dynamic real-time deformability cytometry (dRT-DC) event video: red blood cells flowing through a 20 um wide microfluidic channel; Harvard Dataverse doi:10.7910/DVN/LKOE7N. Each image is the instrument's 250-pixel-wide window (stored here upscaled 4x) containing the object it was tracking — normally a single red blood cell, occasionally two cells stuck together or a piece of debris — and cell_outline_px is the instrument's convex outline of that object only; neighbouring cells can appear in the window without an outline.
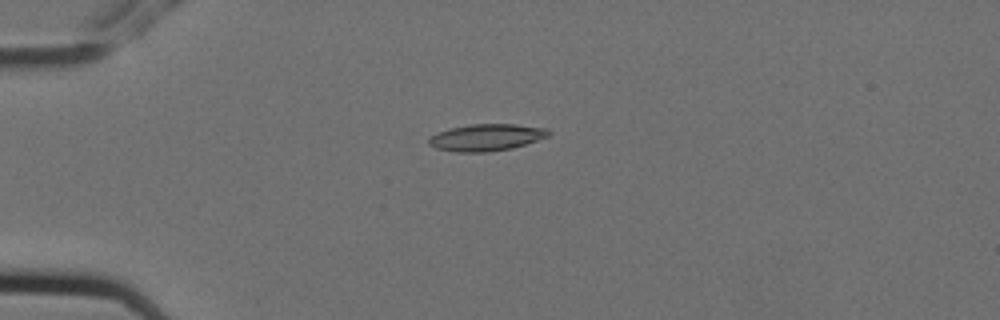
{"species": "Egyptian fruit bat (a non-hibernating species)", "species_latin": "Rousettus aegyptiacus", "temperature_condition": "cold", "stored_images_in_passage": 6, "camera_frame_rate_fps": 3000, "um_per_image_px": 0.085, "animal": {"sex": "female"}, "frame": {"image": 1, "passage_image": 5, "time_ms": 1.333, "image_size_px": [1000, 320], "cell_outline_px": [[552, 132], [548, 136], [512, 148], [488, 152], [456, 152], [436, 148], [428, 144], [428, 140], [436, 132], [448, 128], [472, 124], [512, 124], [548, 128]], "centroid_in_image_um": [41.32, 11.67], "position_along_channel_um": 43.7, "area_um2": 18.73}}